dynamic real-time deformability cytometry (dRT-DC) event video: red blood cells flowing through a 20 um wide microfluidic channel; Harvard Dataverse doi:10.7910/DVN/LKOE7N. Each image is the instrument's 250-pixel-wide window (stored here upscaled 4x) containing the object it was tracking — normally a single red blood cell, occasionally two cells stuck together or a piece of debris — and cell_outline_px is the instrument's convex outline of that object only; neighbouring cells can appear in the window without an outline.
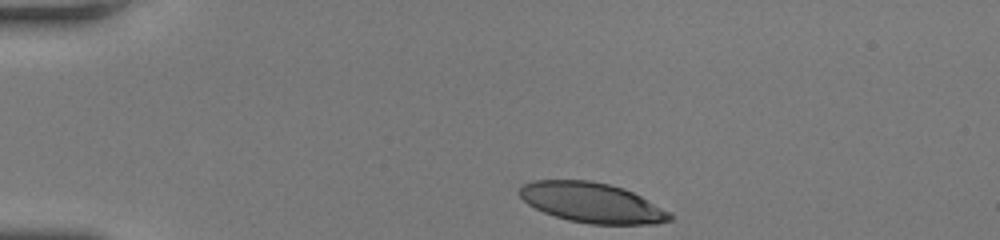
{"species": "human", "species_latin": "Homo sapiens", "temperature_condition": "room temperature", "stored_images_in_passage": 33, "camera_frame_rate_fps": 3000, "um_per_image_px": 0.085, "donor": {"sex": "female"}, "frame": {"image": 1, "passage_image": 1, "time_ms": 0.0, "image_size_px": [1000, 240], "cell_outline_px": [[672, 216], [668, 220], [640, 224], [596, 224], [572, 220], [556, 216], [544, 212], [528, 204], [520, 196], [520, 188], [528, 184], [540, 180], [584, 180], [608, 184], [632, 192], [640, 196]], "centroid_in_image_um": [50.24, 17.22], "position_along_channel_um": 34.8, "area_um2": 33.52}}
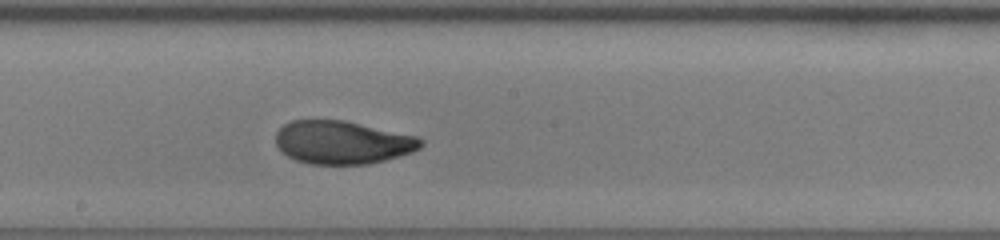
{"frame": {"image": 2, "passage_image": 19, "time_ms": 6.0, "image_size_px": [1000, 240], "cell_outline_px": [[420, 144], [416, 148], [408, 152], [380, 160], [360, 164], [316, 164], [300, 160], [284, 152], [276, 144], [276, 136], [280, 128], [284, 124], [296, 120], [340, 120], [412, 136], [420, 140]], "centroid_in_image_um": [28.99, 12.09], "position_along_channel_um": 219.2, "area_um2": 34.56}}
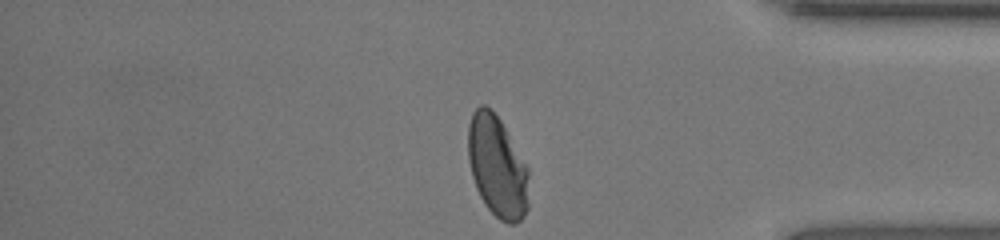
{"frame": {"image": 3, "passage_image": 33, "time_ms": 10.667, "image_size_px": [1000, 240], "cell_outline_px": [[528, 208], [520, 220], [512, 224], [500, 220], [488, 208], [480, 196], [472, 172], [468, 156], [468, 128], [472, 116], [476, 108], [488, 108], [500, 120], [524, 164]], "centroid_in_image_um": [42.23, 14.2], "position_along_channel_um": 393.0, "area_um2": 34.04}, "authors_computed_cell_mechanics": {"area_um2": 34.7378, "velocity_mm_per_s": 4.1053, "shape_relaxation_time_tau1_ms": 6.8864, "shape_relaxation_time_tau2_ms": 0.891, "deformation_change_tau1": 0.2532, "deformation_change_tau2": 0.0567}}